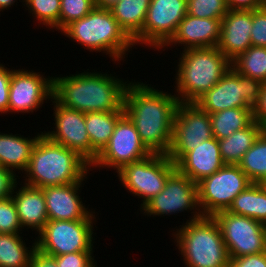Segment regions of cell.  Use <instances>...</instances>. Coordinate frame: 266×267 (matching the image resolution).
I'll return each instance as SVG.
<instances>
[{
  "mask_svg": "<svg viewBox=\"0 0 266 267\" xmlns=\"http://www.w3.org/2000/svg\"><path fill=\"white\" fill-rule=\"evenodd\" d=\"M70 75L53 77L52 97L59 104L84 113L124 110L129 83L122 78L95 70Z\"/></svg>",
  "mask_w": 266,
  "mask_h": 267,
  "instance_id": "7a4b0ae2",
  "label": "cell"
},
{
  "mask_svg": "<svg viewBox=\"0 0 266 267\" xmlns=\"http://www.w3.org/2000/svg\"><path fill=\"white\" fill-rule=\"evenodd\" d=\"M93 251H81L53 256L58 267H86L93 259Z\"/></svg>",
  "mask_w": 266,
  "mask_h": 267,
  "instance_id": "8d00e7d4",
  "label": "cell"
},
{
  "mask_svg": "<svg viewBox=\"0 0 266 267\" xmlns=\"http://www.w3.org/2000/svg\"><path fill=\"white\" fill-rule=\"evenodd\" d=\"M129 81L124 94V113L151 153L167 155L172 144L173 124L180 103L174 95L151 84Z\"/></svg>",
  "mask_w": 266,
  "mask_h": 267,
  "instance_id": "6da1fadb",
  "label": "cell"
},
{
  "mask_svg": "<svg viewBox=\"0 0 266 267\" xmlns=\"http://www.w3.org/2000/svg\"><path fill=\"white\" fill-rule=\"evenodd\" d=\"M121 0H95V6L100 9H111Z\"/></svg>",
  "mask_w": 266,
  "mask_h": 267,
  "instance_id": "ee69618b",
  "label": "cell"
},
{
  "mask_svg": "<svg viewBox=\"0 0 266 267\" xmlns=\"http://www.w3.org/2000/svg\"><path fill=\"white\" fill-rule=\"evenodd\" d=\"M175 165L179 173L198 183L217 172L225 164L220 155L218 140L212 137L187 152Z\"/></svg>",
  "mask_w": 266,
  "mask_h": 267,
  "instance_id": "44dd1931",
  "label": "cell"
},
{
  "mask_svg": "<svg viewBox=\"0 0 266 267\" xmlns=\"http://www.w3.org/2000/svg\"><path fill=\"white\" fill-rule=\"evenodd\" d=\"M29 267H58L52 256L41 253L37 249L32 254Z\"/></svg>",
  "mask_w": 266,
  "mask_h": 267,
  "instance_id": "7bdbcfd3",
  "label": "cell"
},
{
  "mask_svg": "<svg viewBox=\"0 0 266 267\" xmlns=\"http://www.w3.org/2000/svg\"><path fill=\"white\" fill-rule=\"evenodd\" d=\"M53 131L44 132L50 140L76 152L90 165V139L85 126V113L59 104L53 97Z\"/></svg>",
  "mask_w": 266,
  "mask_h": 267,
  "instance_id": "e0dca14e",
  "label": "cell"
},
{
  "mask_svg": "<svg viewBox=\"0 0 266 267\" xmlns=\"http://www.w3.org/2000/svg\"><path fill=\"white\" fill-rule=\"evenodd\" d=\"M229 267H266V252L232 258Z\"/></svg>",
  "mask_w": 266,
  "mask_h": 267,
  "instance_id": "ab89813d",
  "label": "cell"
},
{
  "mask_svg": "<svg viewBox=\"0 0 266 267\" xmlns=\"http://www.w3.org/2000/svg\"><path fill=\"white\" fill-rule=\"evenodd\" d=\"M252 183L266 184V129L238 164Z\"/></svg>",
  "mask_w": 266,
  "mask_h": 267,
  "instance_id": "f546056e",
  "label": "cell"
},
{
  "mask_svg": "<svg viewBox=\"0 0 266 267\" xmlns=\"http://www.w3.org/2000/svg\"><path fill=\"white\" fill-rule=\"evenodd\" d=\"M16 173L11 169L0 166V199H5L12 196L14 190L17 188Z\"/></svg>",
  "mask_w": 266,
  "mask_h": 267,
  "instance_id": "f35d334b",
  "label": "cell"
},
{
  "mask_svg": "<svg viewBox=\"0 0 266 267\" xmlns=\"http://www.w3.org/2000/svg\"><path fill=\"white\" fill-rule=\"evenodd\" d=\"M42 188L47 206L48 220H94L95 212L88 210L79 196L83 181ZM79 191V192H78ZM94 214V215H93Z\"/></svg>",
  "mask_w": 266,
  "mask_h": 267,
  "instance_id": "ac0fdd59",
  "label": "cell"
},
{
  "mask_svg": "<svg viewBox=\"0 0 266 267\" xmlns=\"http://www.w3.org/2000/svg\"><path fill=\"white\" fill-rule=\"evenodd\" d=\"M252 46L266 47V5L262 8L252 10Z\"/></svg>",
  "mask_w": 266,
  "mask_h": 267,
  "instance_id": "d590c367",
  "label": "cell"
},
{
  "mask_svg": "<svg viewBox=\"0 0 266 267\" xmlns=\"http://www.w3.org/2000/svg\"><path fill=\"white\" fill-rule=\"evenodd\" d=\"M140 210L145 216H161L192 211V221L202 217L198 204V185L177 170L168 178L163 190L149 200Z\"/></svg>",
  "mask_w": 266,
  "mask_h": 267,
  "instance_id": "5bb4252c",
  "label": "cell"
},
{
  "mask_svg": "<svg viewBox=\"0 0 266 267\" xmlns=\"http://www.w3.org/2000/svg\"><path fill=\"white\" fill-rule=\"evenodd\" d=\"M124 110L85 113V126L90 139V166L109 142Z\"/></svg>",
  "mask_w": 266,
  "mask_h": 267,
  "instance_id": "cb8c5ba5",
  "label": "cell"
},
{
  "mask_svg": "<svg viewBox=\"0 0 266 267\" xmlns=\"http://www.w3.org/2000/svg\"><path fill=\"white\" fill-rule=\"evenodd\" d=\"M20 185L22 186L12 194L20 224L22 229L28 227L26 229L31 228L39 233L49 221L44 192L42 188L24 183Z\"/></svg>",
  "mask_w": 266,
  "mask_h": 267,
  "instance_id": "7402d4cb",
  "label": "cell"
},
{
  "mask_svg": "<svg viewBox=\"0 0 266 267\" xmlns=\"http://www.w3.org/2000/svg\"><path fill=\"white\" fill-rule=\"evenodd\" d=\"M61 33L90 52L106 53L115 62L123 60L126 52L135 46L110 9L95 7L85 17L68 24Z\"/></svg>",
  "mask_w": 266,
  "mask_h": 267,
  "instance_id": "8992f818",
  "label": "cell"
},
{
  "mask_svg": "<svg viewBox=\"0 0 266 267\" xmlns=\"http://www.w3.org/2000/svg\"><path fill=\"white\" fill-rule=\"evenodd\" d=\"M251 29L252 10H229L221 20L217 48L230 62L252 46Z\"/></svg>",
  "mask_w": 266,
  "mask_h": 267,
  "instance_id": "d6986e66",
  "label": "cell"
},
{
  "mask_svg": "<svg viewBox=\"0 0 266 267\" xmlns=\"http://www.w3.org/2000/svg\"><path fill=\"white\" fill-rule=\"evenodd\" d=\"M252 182L238 165L225 164L198 185V204L203 216L228 210L235 197Z\"/></svg>",
  "mask_w": 266,
  "mask_h": 267,
  "instance_id": "30bf717a",
  "label": "cell"
},
{
  "mask_svg": "<svg viewBox=\"0 0 266 267\" xmlns=\"http://www.w3.org/2000/svg\"><path fill=\"white\" fill-rule=\"evenodd\" d=\"M95 7V0H61L60 32L68 24L85 17Z\"/></svg>",
  "mask_w": 266,
  "mask_h": 267,
  "instance_id": "836d02e7",
  "label": "cell"
},
{
  "mask_svg": "<svg viewBox=\"0 0 266 267\" xmlns=\"http://www.w3.org/2000/svg\"><path fill=\"white\" fill-rule=\"evenodd\" d=\"M96 265L97 264H96L95 260L93 259L90 263H88V265L86 267H97Z\"/></svg>",
  "mask_w": 266,
  "mask_h": 267,
  "instance_id": "bcb514c9",
  "label": "cell"
},
{
  "mask_svg": "<svg viewBox=\"0 0 266 267\" xmlns=\"http://www.w3.org/2000/svg\"><path fill=\"white\" fill-rule=\"evenodd\" d=\"M15 2H17V0H0V12L5 9L7 10V8L9 9ZM22 2H25V0Z\"/></svg>",
  "mask_w": 266,
  "mask_h": 267,
  "instance_id": "f6af8a7d",
  "label": "cell"
},
{
  "mask_svg": "<svg viewBox=\"0 0 266 267\" xmlns=\"http://www.w3.org/2000/svg\"><path fill=\"white\" fill-rule=\"evenodd\" d=\"M238 73L266 83V47L250 46L231 62Z\"/></svg>",
  "mask_w": 266,
  "mask_h": 267,
  "instance_id": "4dcf8cb0",
  "label": "cell"
},
{
  "mask_svg": "<svg viewBox=\"0 0 266 267\" xmlns=\"http://www.w3.org/2000/svg\"><path fill=\"white\" fill-rule=\"evenodd\" d=\"M227 211L250 217L266 225V184H250L235 197Z\"/></svg>",
  "mask_w": 266,
  "mask_h": 267,
  "instance_id": "484cf974",
  "label": "cell"
},
{
  "mask_svg": "<svg viewBox=\"0 0 266 267\" xmlns=\"http://www.w3.org/2000/svg\"><path fill=\"white\" fill-rule=\"evenodd\" d=\"M24 6L32 13L33 18L37 19L39 25L55 28L59 32L61 0H25Z\"/></svg>",
  "mask_w": 266,
  "mask_h": 267,
  "instance_id": "1f68e13d",
  "label": "cell"
},
{
  "mask_svg": "<svg viewBox=\"0 0 266 267\" xmlns=\"http://www.w3.org/2000/svg\"><path fill=\"white\" fill-rule=\"evenodd\" d=\"M12 69H8L0 63V114L8 113L9 107V88L12 77Z\"/></svg>",
  "mask_w": 266,
  "mask_h": 267,
  "instance_id": "74e56055",
  "label": "cell"
},
{
  "mask_svg": "<svg viewBox=\"0 0 266 267\" xmlns=\"http://www.w3.org/2000/svg\"><path fill=\"white\" fill-rule=\"evenodd\" d=\"M229 10H255L266 5V0H226Z\"/></svg>",
  "mask_w": 266,
  "mask_h": 267,
  "instance_id": "b9f144b4",
  "label": "cell"
},
{
  "mask_svg": "<svg viewBox=\"0 0 266 267\" xmlns=\"http://www.w3.org/2000/svg\"><path fill=\"white\" fill-rule=\"evenodd\" d=\"M187 14L197 18L222 20L229 11L226 0H187Z\"/></svg>",
  "mask_w": 266,
  "mask_h": 267,
  "instance_id": "d6a6232c",
  "label": "cell"
},
{
  "mask_svg": "<svg viewBox=\"0 0 266 267\" xmlns=\"http://www.w3.org/2000/svg\"><path fill=\"white\" fill-rule=\"evenodd\" d=\"M263 83L236 72L232 67L194 103L209 114L230 108H253Z\"/></svg>",
  "mask_w": 266,
  "mask_h": 267,
  "instance_id": "52a82bcc",
  "label": "cell"
},
{
  "mask_svg": "<svg viewBox=\"0 0 266 267\" xmlns=\"http://www.w3.org/2000/svg\"><path fill=\"white\" fill-rule=\"evenodd\" d=\"M265 129L256 121L249 127L237 130L230 136L218 140L224 164L238 165L243 155L252 147Z\"/></svg>",
  "mask_w": 266,
  "mask_h": 267,
  "instance_id": "d4e9b609",
  "label": "cell"
},
{
  "mask_svg": "<svg viewBox=\"0 0 266 267\" xmlns=\"http://www.w3.org/2000/svg\"><path fill=\"white\" fill-rule=\"evenodd\" d=\"M213 137L210 115L195 103H179L173 124L172 144L167 156L176 164L187 152Z\"/></svg>",
  "mask_w": 266,
  "mask_h": 267,
  "instance_id": "7c38bea8",
  "label": "cell"
},
{
  "mask_svg": "<svg viewBox=\"0 0 266 267\" xmlns=\"http://www.w3.org/2000/svg\"><path fill=\"white\" fill-rule=\"evenodd\" d=\"M96 220H49L36 233V249L48 256L93 251V223Z\"/></svg>",
  "mask_w": 266,
  "mask_h": 267,
  "instance_id": "9c48e42d",
  "label": "cell"
},
{
  "mask_svg": "<svg viewBox=\"0 0 266 267\" xmlns=\"http://www.w3.org/2000/svg\"><path fill=\"white\" fill-rule=\"evenodd\" d=\"M151 0H121L110 11L119 26L133 40L143 29Z\"/></svg>",
  "mask_w": 266,
  "mask_h": 267,
  "instance_id": "4316f807",
  "label": "cell"
},
{
  "mask_svg": "<svg viewBox=\"0 0 266 267\" xmlns=\"http://www.w3.org/2000/svg\"><path fill=\"white\" fill-rule=\"evenodd\" d=\"M152 154L140 139L134 124L124 113L117 121L107 145L90 166L112 168L119 171L125 165L142 160Z\"/></svg>",
  "mask_w": 266,
  "mask_h": 267,
  "instance_id": "9a60e30c",
  "label": "cell"
},
{
  "mask_svg": "<svg viewBox=\"0 0 266 267\" xmlns=\"http://www.w3.org/2000/svg\"><path fill=\"white\" fill-rule=\"evenodd\" d=\"M173 235L186 267H229L227 247L213 216L186 221Z\"/></svg>",
  "mask_w": 266,
  "mask_h": 267,
  "instance_id": "5b68a950",
  "label": "cell"
},
{
  "mask_svg": "<svg viewBox=\"0 0 266 267\" xmlns=\"http://www.w3.org/2000/svg\"><path fill=\"white\" fill-rule=\"evenodd\" d=\"M209 115L212 134L217 140L249 127L254 122L252 108H230Z\"/></svg>",
  "mask_w": 266,
  "mask_h": 267,
  "instance_id": "83f0119b",
  "label": "cell"
},
{
  "mask_svg": "<svg viewBox=\"0 0 266 267\" xmlns=\"http://www.w3.org/2000/svg\"><path fill=\"white\" fill-rule=\"evenodd\" d=\"M53 94V77L34 72L33 70L16 69L12 71L9 88V113H33L44 100L48 101Z\"/></svg>",
  "mask_w": 266,
  "mask_h": 267,
  "instance_id": "2e32d148",
  "label": "cell"
},
{
  "mask_svg": "<svg viewBox=\"0 0 266 267\" xmlns=\"http://www.w3.org/2000/svg\"><path fill=\"white\" fill-rule=\"evenodd\" d=\"M180 54L174 89L181 103H194L231 68V62L217 47L189 48Z\"/></svg>",
  "mask_w": 266,
  "mask_h": 267,
  "instance_id": "277c9868",
  "label": "cell"
},
{
  "mask_svg": "<svg viewBox=\"0 0 266 267\" xmlns=\"http://www.w3.org/2000/svg\"><path fill=\"white\" fill-rule=\"evenodd\" d=\"M42 134L43 132L38 133L37 136L28 139L20 134L0 132V166L23 173L28 167L32 150Z\"/></svg>",
  "mask_w": 266,
  "mask_h": 267,
  "instance_id": "603a6c76",
  "label": "cell"
},
{
  "mask_svg": "<svg viewBox=\"0 0 266 267\" xmlns=\"http://www.w3.org/2000/svg\"><path fill=\"white\" fill-rule=\"evenodd\" d=\"M187 0H151L142 31L134 45L145 44L160 51L175 34L187 14Z\"/></svg>",
  "mask_w": 266,
  "mask_h": 267,
  "instance_id": "4fadbf2b",
  "label": "cell"
},
{
  "mask_svg": "<svg viewBox=\"0 0 266 267\" xmlns=\"http://www.w3.org/2000/svg\"><path fill=\"white\" fill-rule=\"evenodd\" d=\"M22 231L12 196L0 199V233L16 234Z\"/></svg>",
  "mask_w": 266,
  "mask_h": 267,
  "instance_id": "e575fe53",
  "label": "cell"
},
{
  "mask_svg": "<svg viewBox=\"0 0 266 267\" xmlns=\"http://www.w3.org/2000/svg\"><path fill=\"white\" fill-rule=\"evenodd\" d=\"M176 171V165L165 154L152 153L146 158L125 165L117 171L118 179L133 196L143 198L141 208L158 195Z\"/></svg>",
  "mask_w": 266,
  "mask_h": 267,
  "instance_id": "ba28073f",
  "label": "cell"
},
{
  "mask_svg": "<svg viewBox=\"0 0 266 267\" xmlns=\"http://www.w3.org/2000/svg\"><path fill=\"white\" fill-rule=\"evenodd\" d=\"M230 259L266 252V225L227 210L213 215Z\"/></svg>",
  "mask_w": 266,
  "mask_h": 267,
  "instance_id": "8fae6325",
  "label": "cell"
},
{
  "mask_svg": "<svg viewBox=\"0 0 266 267\" xmlns=\"http://www.w3.org/2000/svg\"><path fill=\"white\" fill-rule=\"evenodd\" d=\"M21 233H0V267H29L33 252L36 249V239L32 247H26ZM30 249V250H28Z\"/></svg>",
  "mask_w": 266,
  "mask_h": 267,
  "instance_id": "f1b7e54d",
  "label": "cell"
},
{
  "mask_svg": "<svg viewBox=\"0 0 266 267\" xmlns=\"http://www.w3.org/2000/svg\"><path fill=\"white\" fill-rule=\"evenodd\" d=\"M91 170L76 152L42 134L32 150L24 184L44 188L81 182Z\"/></svg>",
  "mask_w": 266,
  "mask_h": 267,
  "instance_id": "3957f363",
  "label": "cell"
},
{
  "mask_svg": "<svg viewBox=\"0 0 266 267\" xmlns=\"http://www.w3.org/2000/svg\"><path fill=\"white\" fill-rule=\"evenodd\" d=\"M221 20L210 18H197L186 14L179 23L175 34L161 48L176 46L177 44L185 49L189 48H210L217 47L220 39Z\"/></svg>",
  "mask_w": 266,
  "mask_h": 267,
  "instance_id": "ffe728a7",
  "label": "cell"
},
{
  "mask_svg": "<svg viewBox=\"0 0 266 267\" xmlns=\"http://www.w3.org/2000/svg\"><path fill=\"white\" fill-rule=\"evenodd\" d=\"M252 109L254 121L266 129V83H263L258 101Z\"/></svg>",
  "mask_w": 266,
  "mask_h": 267,
  "instance_id": "60d3db41",
  "label": "cell"
}]
</instances>
